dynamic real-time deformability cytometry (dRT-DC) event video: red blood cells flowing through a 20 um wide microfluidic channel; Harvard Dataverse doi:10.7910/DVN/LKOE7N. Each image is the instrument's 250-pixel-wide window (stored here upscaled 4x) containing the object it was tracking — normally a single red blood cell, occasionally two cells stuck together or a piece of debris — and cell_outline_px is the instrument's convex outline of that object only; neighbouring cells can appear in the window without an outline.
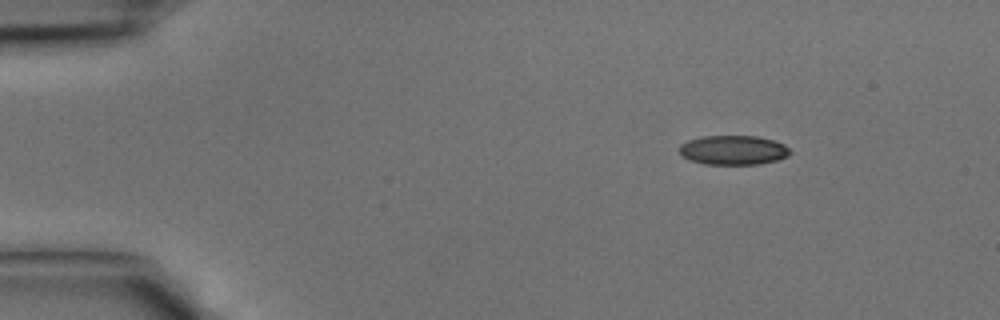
{"species": "common noctule bat (a hibernating species)", "species_latin": "Nyctalus noctula", "temperature_condition": "cold", "stored_images_in_passage": 38, "segment_of_instrument_passage": [1, 2], "camera_frame_rate_fps": 3000, "um_per_image_px": 0.085, "animal": {"sex": "male", "body_mass_g": 15.6}, "frame": {"image": 1, "passage_image": 1, "time_ms": 0.0, "image_size_px": [1000, 320], "cell_outline_px": [[792, 152], [788, 156], [776, 160], [756, 164], [704, 164], [688, 160], [680, 152], [680, 144], [688, 140], [704, 136], [760, 136], [784, 144]], "centroid_in_image_um": [62.33, 12.75], "position_along_channel_um": 22.7, "area_um2": 18.9}}
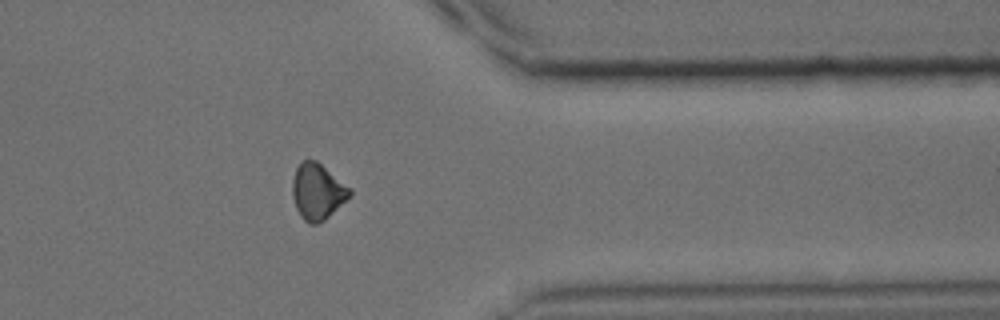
{"frame": {"image": 2, "passage_image": 29, "time_ms": 9.333, "image_size_px": [1000, 320], "cell_outline_px": [[352, 192], [320, 224], [308, 224], [300, 216], [296, 208], [292, 196], [292, 180], [296, 168], [304, 160], [316, 160], [352, 188]], "centroid_in_image_um": [26.96, 16.28], "position_along_channel_um": 384.4, "area_um2": 18.55}}
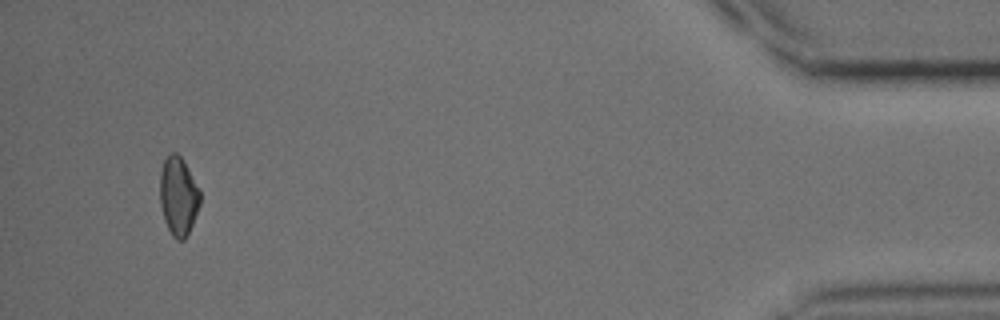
{"frame": {"image": 3, "passage_image": 35, "time_ms": 11.333, "image_size_px": [1000, 320], "cell_outline_px": [[200, 204], [192, 224], [184, 240], [176, 240], [172, 236], [164, 220], [160, 204], [160, 172], [164, 160], [172, 152], [176, 152], [184, 160], [200, 192]], "centroid_in_image_um": [15.15, 16.67], "position_along_channel_um": 420.1, "area_um2": 18.26}}